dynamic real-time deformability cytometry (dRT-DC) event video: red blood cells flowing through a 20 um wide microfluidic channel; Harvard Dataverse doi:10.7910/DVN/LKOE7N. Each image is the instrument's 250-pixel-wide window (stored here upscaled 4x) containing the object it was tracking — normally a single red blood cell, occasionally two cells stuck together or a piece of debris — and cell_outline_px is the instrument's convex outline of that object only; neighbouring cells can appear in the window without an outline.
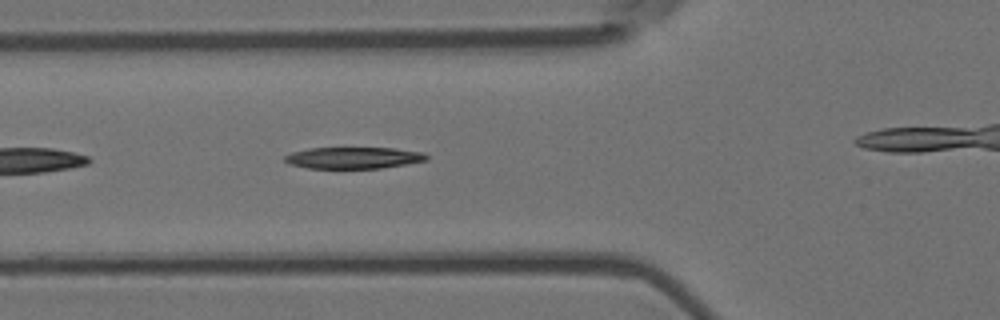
{"species": "Egyptian fruit bat (a non-hibernating species)", "species_latin": "Rousettus aegyptiacus", "temperature_condition": "room temperature", "stored_images_in_passage": 7, "segment_of_instrument_passage": [2, 2], "camera_frame_rate_fps": 3000, "um_per_image_px": 0.085, "animal": {"sex": "female"}, "frame": {"image": 1, "passage_image": 6, "time_ms": 1.667, "image_size_px": [1000, 320], "cell_outline_px": [[428, 160], [380, 168], [308, 168], [288, 164], [284, 160], [284, 156], [292, 152], [308, 148], [396, 148], [424, 152], [428, 156]], "centroid_in_image_um": [30.04, 13.41], "position_along_channel_um": 95.8, "area_um2": 17.8}}